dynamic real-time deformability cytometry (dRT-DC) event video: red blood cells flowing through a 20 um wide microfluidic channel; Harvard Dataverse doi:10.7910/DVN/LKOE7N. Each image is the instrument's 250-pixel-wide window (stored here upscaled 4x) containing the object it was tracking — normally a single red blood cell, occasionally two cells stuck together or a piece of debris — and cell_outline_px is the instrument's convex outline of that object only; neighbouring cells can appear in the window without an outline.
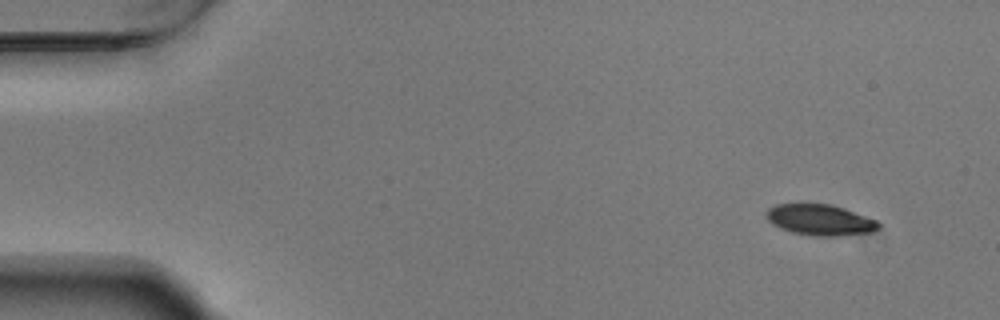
{"species": "Egyptian fruit bat (a non-hibernating species)", "species_latin": "Rousettus aegyptiacus", "temperature_condition": "warm", "stored_images_in_passage": 51, "camera_frame_rate_fps": 3000, "um_per_image_px": 0.085, "animal": {"sex": "male"}, "frame": {"image": 1, "passage_image": 1, "time_ms": 0.0, "image_size_px": [1000, 320], "cell_outline_px": [[880, 228], [872, 232], [840, 236], [816, 236], [792, 232], [780, 228], [772, 224], [764, 216], [764, 212], [768, 208], [776, 204], [800, 200], [832, 204], [844, 208], [876, 220], [880, 224]], "centroid_in_image_um": [69.63, 18.63], "position_along_channel_um": 15.4, "area_um2": 21.15}}
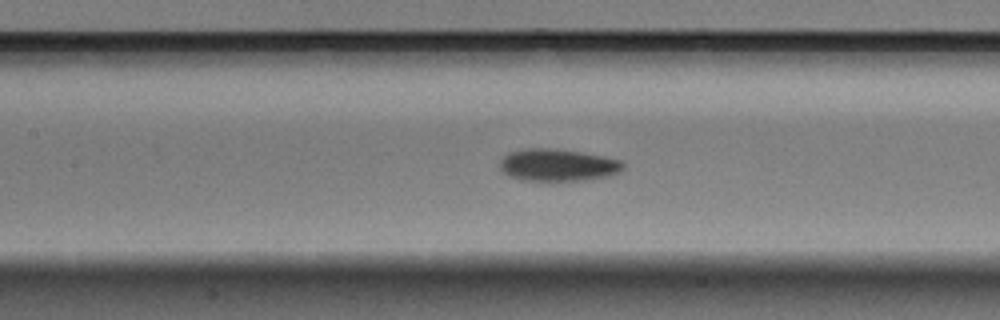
{"frame": {"image": 2, "passage_image": 22, "time_ms": 7.0, "image_size_px": [1000, 320], "cell_outline_px": [[624, 168], [620, 172], [608, 176], [584, 180], [520, 180], [508, 176], [500, 168], [500, 160], [508, 152], [528, 148], [548, 148], [580, 152], [604, 156], [620, 160], [624, 164]], "centroid_in_image_um": [47.4, 14.03], "position_along_channel_um": 160.0, "area_um2": 23.06}}
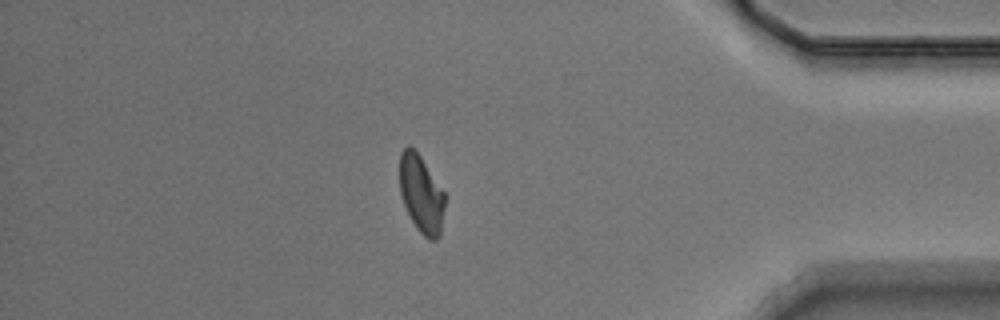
{"frame": {"image": 3, "passage_image": 44, "time_ms": 14.333, "image_size_px": [1000, 320], "cell_outline_px": [[444, 208], [440, 236], [436, 240], [428, 240], [416, 228], [404, 204], [400, 192], [400, 152], [408, 144], [420, 156], [444, 192]], "centroid_in_image_um": [35.8, 16.51], "position_along_channel_um": 399.4, "area_um2": 20.17}, "authors_computed_cell_mechanics": {"area_um2": 21.3282, "velocity_mm_per_s": 3.7109, "shape_relaxation_time_tau1_ms": 2.2742, "shape_relaxation_time_tau2_ms": 3.0949, "deformation_change_tau1": 0.1095, "deformation_change_tau2": 0.0775}}